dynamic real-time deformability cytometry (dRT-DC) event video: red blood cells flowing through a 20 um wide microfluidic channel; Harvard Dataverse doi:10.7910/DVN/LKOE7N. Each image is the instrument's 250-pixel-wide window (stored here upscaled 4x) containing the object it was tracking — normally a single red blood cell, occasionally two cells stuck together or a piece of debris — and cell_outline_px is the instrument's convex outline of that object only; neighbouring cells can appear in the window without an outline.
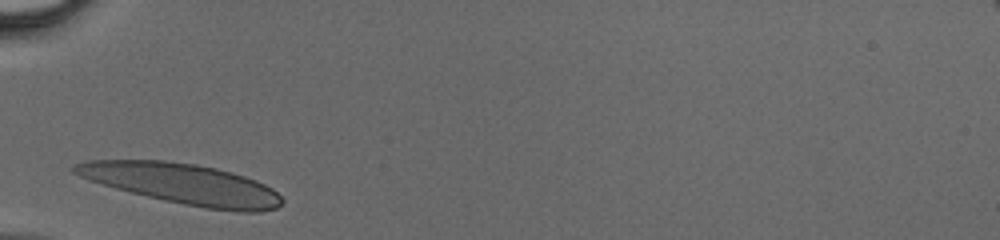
{"species": "human", "species_latin": "Homo sapiens", "temperature_condition": "cold", "stored_images_in_passage": 23, "camera_frame_rate_fps": 3000, "um_per_image_px": 0.085, "donor": {"sex": "male"}, "frame": {"image": 1, "passage_image": 1, "time_ms": 0.0, "image_size_px": [1000, 240], "cell_outline_px": [[284, 200], [276, 208], [260, 212], [236, 212], [204, 208], [164, 200], [116, 188], [88, 180], [72, 172], [72, 168], [76, 164], [88, 160], [164, 160], [196, 164], [216, 168], [232, 172], [256, 180], [272, 188]], "centroid_in_image_um": [15.54, 15.63], "position_along_channel_um": 69.5, "area_um2": 48.78}}
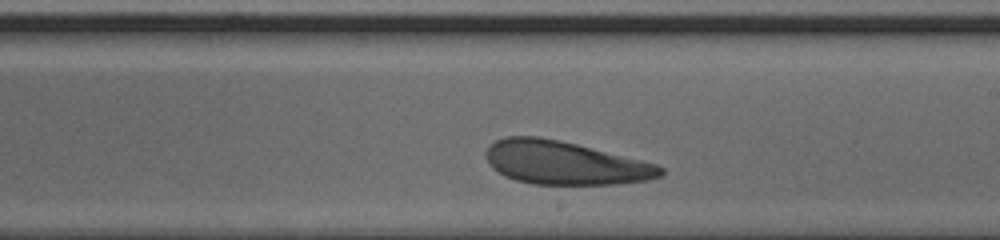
{"frame": {"image": 2, "passage_image": 13, "time_ms": 4.0, "image_size_px": [1000, 240], "cell_outline_px": [[664, 172], [660, 176], [648, 180], [620, 184], [532, 184], [516, 180], [504, 176], [492, 168], [488, 160], [488, 148], [496, 140], [504, 136], [540, 136], [560, 140], [656, 164], [664, 168]], "centroid_in_image_um": [48.0, 13.85], "position_along_channel_um": 241.0, "area_um2": 43.75}}
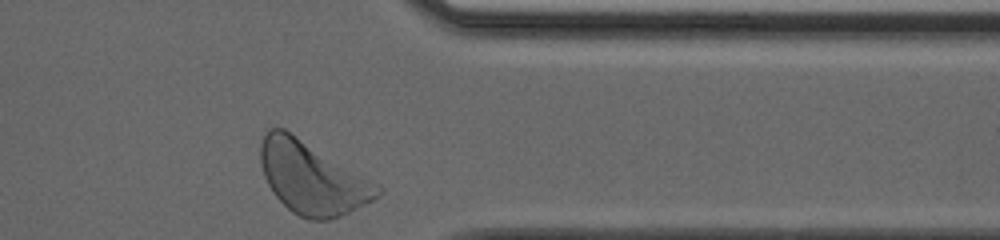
{"frame": {"image": 3, "passage_image": 23, "time_ms": 7.333, "image_size_px": [1000, 240], "cell_outline_px": [[384, 188], [372, 200], [340, 216], [328, 220], [308, 220], [292, 212], [276, 196], [268, 184], [264, 176], [260, 164], [260, 140], [264, 132], [268, 128], [284, 128], [380, 184]], "centroid_in_image_um": [26.51, 15.1], "position_along_channel_um": 384.9, "area_um2": 49.19}}